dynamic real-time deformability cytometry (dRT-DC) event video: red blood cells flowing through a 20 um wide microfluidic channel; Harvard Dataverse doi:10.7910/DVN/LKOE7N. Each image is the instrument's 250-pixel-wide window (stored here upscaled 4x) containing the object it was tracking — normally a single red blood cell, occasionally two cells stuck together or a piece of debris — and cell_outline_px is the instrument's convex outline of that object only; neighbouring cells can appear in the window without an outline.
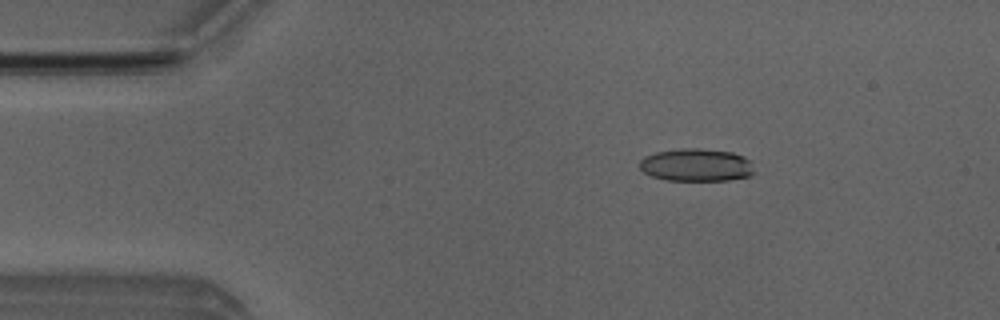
{"species": "Egyptian fruit bat (a non-hibernating species)", "species_latin": "Rousettus aegyptiacus", "temperature_condition": "room temperature", "stored_images_in_passage": 51, "camera_frame_rate_fps": 3000, "um_per_image_px": 0.085, "animal": {"sex": "male"}, "frame": {"image": 1, "passage_image": 8, "time_ms": 2.333, "image_size_px": [1000, 320], "cell_outline_px": [[756, 172], [748, 176], [728, 180], [668, 180], [652, 176], [644, 172], [640, 168], [640, 160], [644, 156], [656, 152], [680, 148], [700, 148], [732, 152], [744, 156], [752, 160]], "centroid_in_image_um": [59.23, 14.01], "position_along_channel_um": 25.8, "area_um2": 22.08}}
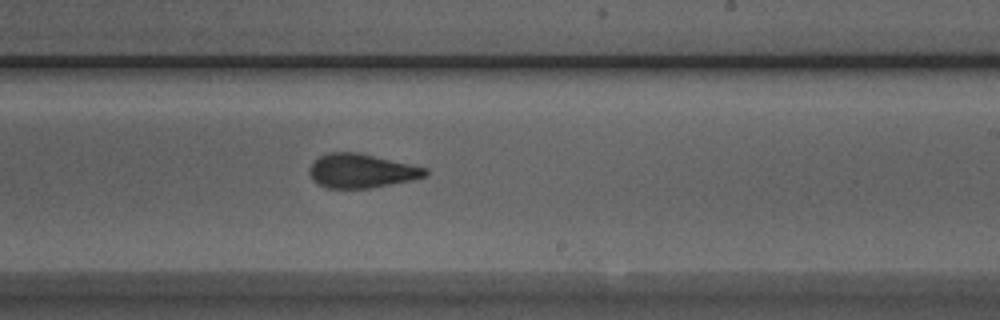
{"frame": {"image": 2, "passage_image": 30, "time_ms": 9.667, "image_size_px": [1000, 320], "cell_outline_px": [[428, 172], [424, 176], [412, 180], [368, 188], [328, 188], [316, 184], [312, 180], [308, 172], [308, 168], [320, 156], [328, 152], [360, 152], [428, 168]], "centroid_in_image_um": [30.69, 14.52], "position_along_channel_um": 258.3, "area_um2": 23.06}}
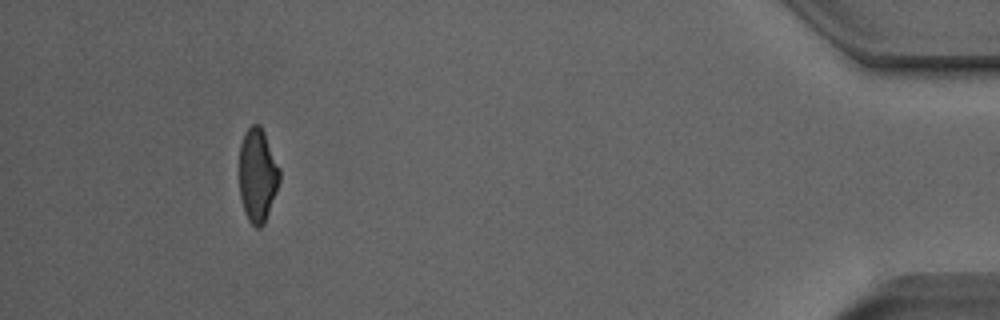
{"frame": {"image": 3, "passage_image": 47, "time_ms": 15.333, "image_size_px": [1000, 320], "cell_outline_px": [[280, 180], [264, 224], [260, 228], [256, 228], [248, 220], [244, 212], [240, 196], [240, 144], [244, 132], [252, 124], [260, 124], [264, 132], [280, 168]], "centroid_in_image_um": [21.89, 14.88], "position_along_channel_um": 413.3, "area_um2": 21.96}, "authors_computed_cell_mechanics": {"area_um2": 23.0044, "velocity_mm_per_s": 3.9822, "shape_relaxation_time_tau1_ms": 6.4087, "shape_relaxation_time_tau2_ms": 1.5513, "deformation_change_tau1": 0.1887, "deformation_change_tau2": 0.0974}}